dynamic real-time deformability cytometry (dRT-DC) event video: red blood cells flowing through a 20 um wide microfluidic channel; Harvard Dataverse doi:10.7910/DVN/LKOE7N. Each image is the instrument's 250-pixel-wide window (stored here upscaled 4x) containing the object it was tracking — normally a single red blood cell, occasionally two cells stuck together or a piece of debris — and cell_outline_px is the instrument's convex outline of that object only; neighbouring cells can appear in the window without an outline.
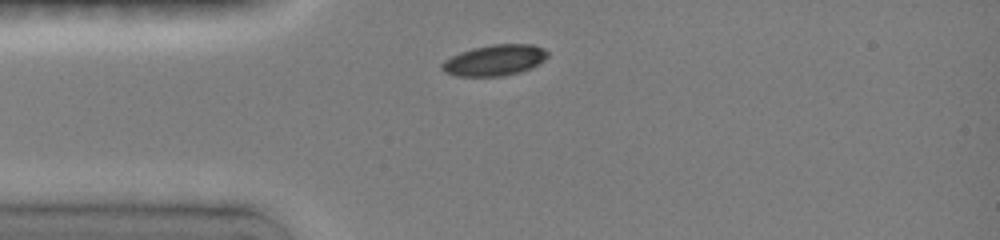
{"species": "common noctule bat (a hibernating species)", "species_latin": "Nyctalus noctula", "temperature_condition": "room temperature", "stored_images_in_passage": 18, "camera_frame_rate_fps": 3000, "um_per_image_px": 0.085, "animal": {"sex": "female", "body_mass_g": 19.0, "forearm_length_mm": 51.5}, "frame": {"image": 1, "passage_image": 1, "time_ms": 0.0, "image_size_px": [1000, 240], "cell_outline_px": [[548, 56], [544, 60], [528, 68], [516, 72], [500, 76], [460, 76], [444, 72], [440, 68], [440, 64], [444, 60], [460, 52], [472, 48], [492, 44], [532, 44], [544, 48], [548, 52]], "centroid_in_image_um": [42.0, 5.1], "position_along_channel_um": 43.0, "area_um2": 18.84}}
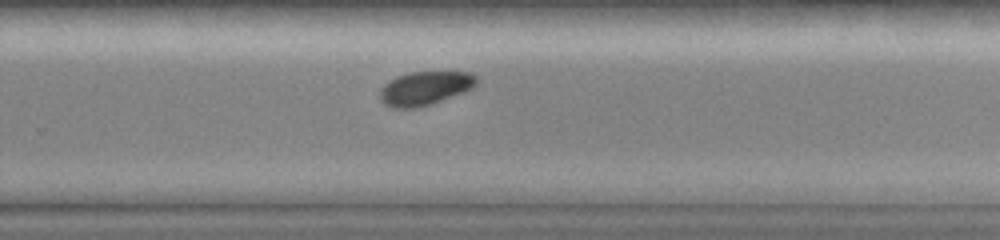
{"frame": {"image": 2, "passage_image": 9, "time_ms": 6.667, "image_size_px": [1000, 240], "cell_outline_px": [[476, 84], [472, 88], [464, 92], [416, 108], [392, 108], [384, 104], [380, 100], [380, 88], [388, 80], [396, 76], [412, 72], [472, 72], [476, 76]], "centroid_in_image_um": [36.08, 7.49], "position_along_channel_um": 293.7, "area_um2": 18.9}}
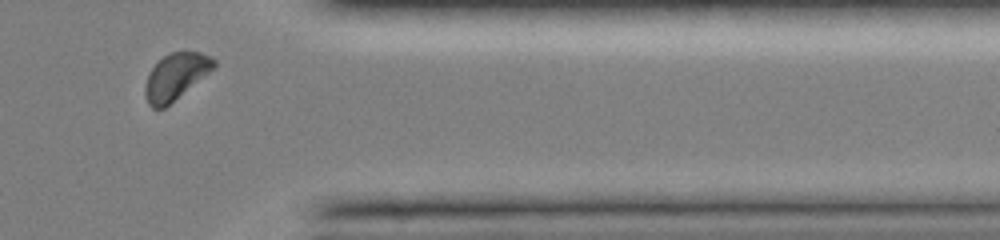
{"frame": {"image": 3, "passage_image": 15, "time_ms": 9.333, "image_size_px": [1000, 240], "cell_outline_px": [[216, 64], [208, 72], [164, 108], [152, 108], [148, 104], [144, 92], [144, 88], [148, 72], [164, 56], [172, 52], [200, 52], [216, 60]], "centroid_in_image_um": [14.88, 6.5], "position_along_channel_um": 396.5, "area_um2": 17.98}, "authors_computed_cell_mechanics": {"area_um2": 18.6694, "velocity_mm_per_s": 3.9974, "shape_relaxation_time_tau1_ms": 1.5032, "shape_relaxation_time_tau2_ms": null, "deformation_change_tau1": 0.078, "deformation_change_tau2": null}}